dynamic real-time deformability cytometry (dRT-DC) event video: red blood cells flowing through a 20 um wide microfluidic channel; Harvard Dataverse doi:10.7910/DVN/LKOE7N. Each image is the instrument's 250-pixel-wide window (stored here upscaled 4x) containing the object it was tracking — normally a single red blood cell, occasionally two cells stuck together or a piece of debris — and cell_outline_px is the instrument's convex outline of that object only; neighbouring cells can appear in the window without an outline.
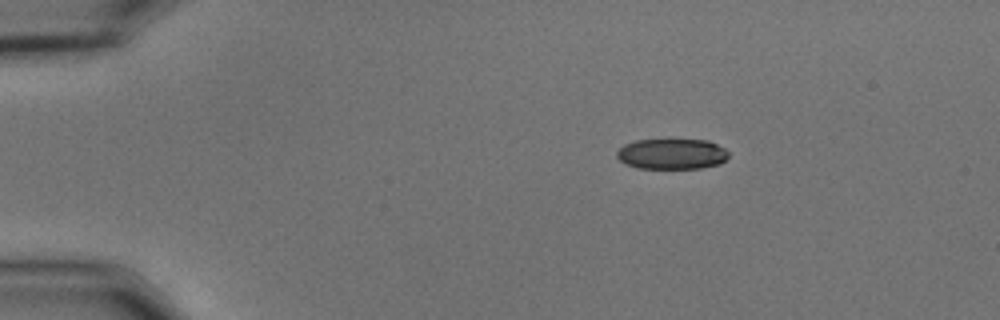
{"species": "common noctule bat (a hibernating species)", "species_latin": "Nyctalus noctula", "temperature_condition": "cold", "stored_images_in_passage": 47, "camera_frame_rate_fps": 3000, "um_per_image_px": 0.085, "animal": {"sex": "male", "body_mass_g": 15.6}, "frame": {"image": 1, "passage_image": 1, "time_ms": 0.0, "image_size_px": [1000, 320], "cell_outline_px": [[728, 156], [720, 164], [700, 168], [636, 168], [624, 164], [616, 156], [616, 152], [624, 144], [636, 140], [672, 136], [708, 140], [724, 148], [728, 152]], "centroid_in_image_um": [57.08, 13.02], "position_along_channel_um": 27.9, "area_um2": 20.92}}
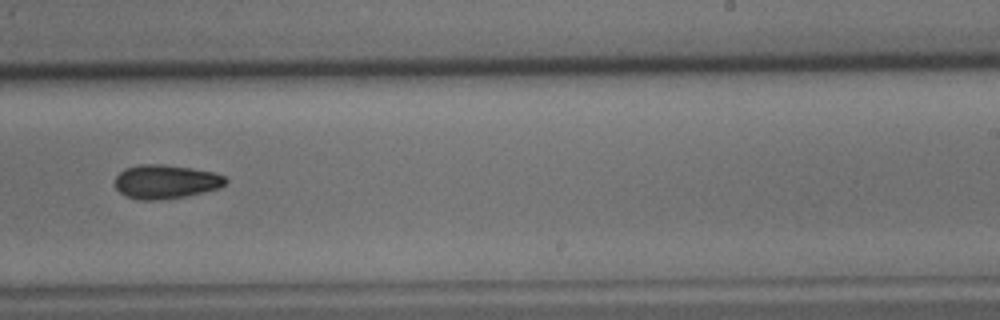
{"frame": {"image": 2, "passage_image": 27, "time_ms": 8.667, "image_size_px": [1000, 320], "cell_outline_px": [[228, 180], [220, 188], [188, 196], [156, 200], [140, 200], [128, 196], [120, 192], [116, 188], [116, 176], [124, 168], [140, 164], [164, 164], [192, 168], [212, 172], [224, 176]], "centroid_in_image_um": [14.1, 15.44], "position_along_channel_um": 274.9, "area_um2": 21.85}}
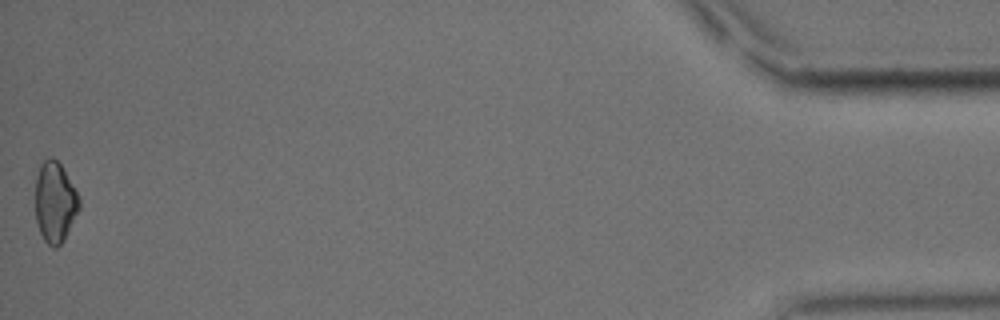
{"frame": {"image": 3, "passage_image": 47, "time_ms": 15.333, "image_size_px": [1000, 320], "cell_outline_px": [[80, 208], [64, 240], [56, 248], [52, 248], [44, 240], [40, 232], [36, 220], [36, 176], [40, 164], [48, 156], [52, 156], [60, 164], [76, 192], [80, 200]], "centroid_in_image_um": [4.66, 17.19], "position_along_channel_um": 430.5, "area_um2": 20.46}, "authors_computed_cell_mechanics": {"area_um2": 21.386, "velocity_mm_per_s": 3.6405, "shape_relaxation_time_tau1_ms": 4.3232, "shape_relaxation_time_tau2_ms": null, "deformation_change_tau1": 0.093, "deformation_change_tau2": null}}